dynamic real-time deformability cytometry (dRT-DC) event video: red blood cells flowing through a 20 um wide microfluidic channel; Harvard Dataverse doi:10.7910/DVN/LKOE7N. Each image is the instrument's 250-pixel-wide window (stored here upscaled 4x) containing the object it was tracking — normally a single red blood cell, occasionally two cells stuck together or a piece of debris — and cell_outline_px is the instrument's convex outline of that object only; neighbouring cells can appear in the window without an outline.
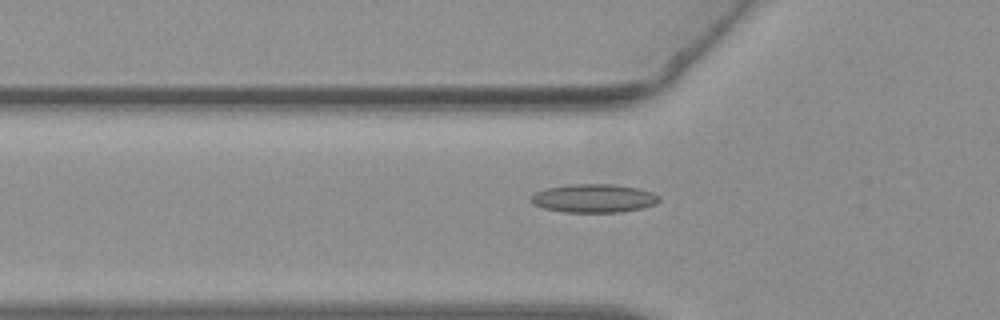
{"species": "common noctule bat (a hibernating species)", "species_latin": "Nyctalus noctula", "temperature_condition": "warm", "stored_images_in_passage": 43, "camera_frame_rate_fps": 3000, "um_per_image_px": 0.085, "animal": {"sex": "female", "body_mass_g": 19.3, "forearm_length_mm": 54.1}, "frame": {"image": 1, "passage_image": 7, "time_ms": 2.0, "image_size_px": [1000, 320], "cell_outline_px": [[660, 200], [656, 204], [644, 208], [620, 212], [564, 212], [544, 208], [532, 204], [528, 200], [536, 192], [544, 188], [568, 184], [616, 184], [640, 188], [652, 192], [660, 196]], "centroid_in_image_um": [50.48, 16.85], "position_along_channel_um": 75.3, "area_um2": 21.62}}
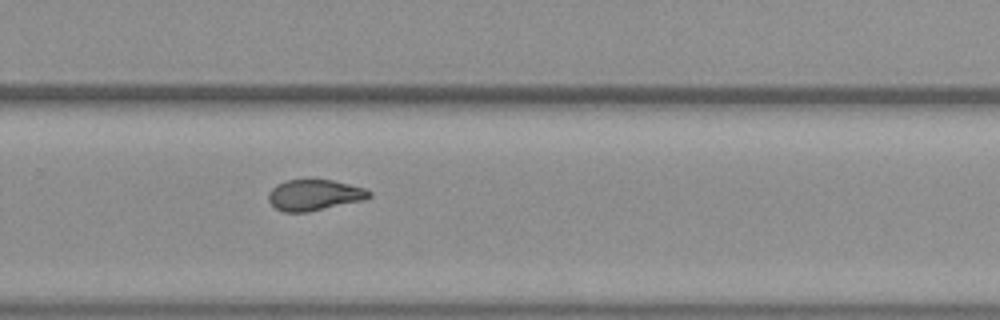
{"frame": {"image": 2, "passage_image": 25, "time_ms": 8.0, "image_size_px": [1000, 320], "cell_outline_px": [[372, 196], [364, 200], [308, 212], [284, 212], [276, 208], [268, 200], [268, 196], [272, 188], [276, 184], [284, 180], [332, 180], [364, 188], [372, 192]], "centroid_in_image_um": [26.72, 16.58], "position_along_channel_um": 303.1, "area_um2": 18.09}}
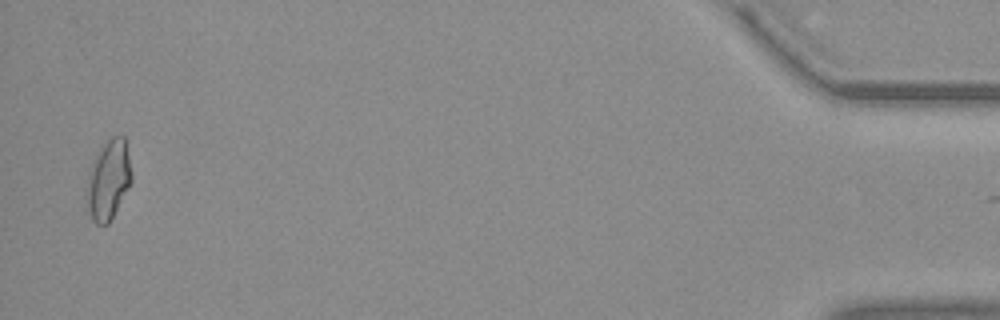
{"frame": {"image": 3, "passage_image": 42, "time_ms": 13.667, "image_size_px": [1000, 320], "cell_outline_px": [[132, 180], [128, 188], [108, 224], [96, 224], [92, 220], [88, 208], [84, 188], [92, 164], [104, 140], [112, 136], [124, 136], [132, 172]], "centroid_in_image_um": [9.2, 15.27], "position_along_channel_um": 426.0, "area_um2": 20.81}}